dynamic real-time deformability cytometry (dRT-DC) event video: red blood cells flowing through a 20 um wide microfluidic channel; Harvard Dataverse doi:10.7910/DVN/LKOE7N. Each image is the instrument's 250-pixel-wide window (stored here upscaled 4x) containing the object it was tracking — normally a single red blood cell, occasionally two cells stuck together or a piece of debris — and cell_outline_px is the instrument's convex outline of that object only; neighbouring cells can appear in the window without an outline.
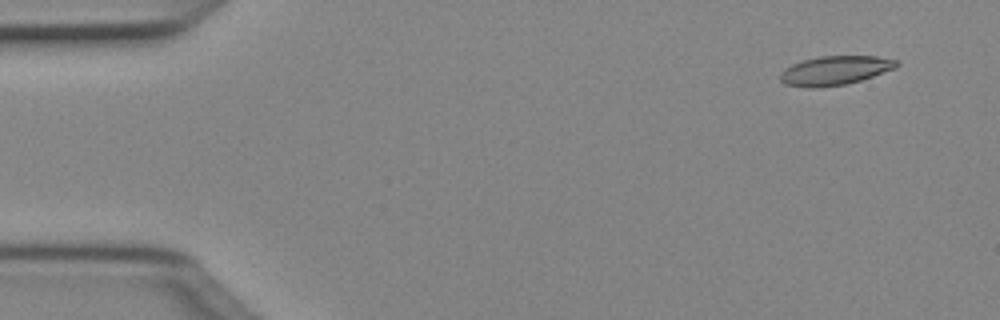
{"species": "Egyptian fruit bat (a non-hibernating species)", "species_latin": "Rousettus aegyptiacus", "temperature_condition": "cold", "stored_images_in_passage": 50, "camera_frame_rate_fps": 3000, "um_per_image_px": 0.085, "animal": {"sex": "female"}, "frame": {"image": 1, "passage_image": 4, "time_ms": 1.0, "image_size_px": [1000, 320], "cell_outline_px": [[900, 64], [896, 68], [848, 84], [820, 88], [808, 88], [784, 84], [780, 80], [780, 72], [784, 68], [792, 64], [804, 60], [820, 56], [876, 56], [900, 60]], "centroid_in_image_um": [70.97, 6.0], "position_along_channel_um": 14.0, "area_um2": 19.94}}
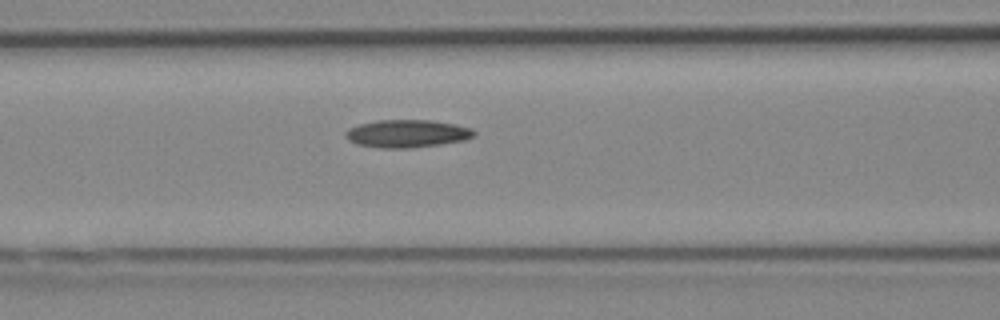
{"frame": {"image": 2, "passage_image": 21, "time_ms": 6.667, "image_size_px": [1000, 320], "cell_outline_px": [[476, 136], [464, 140], [440, 144], [412, 148], [380, 148], [356, 144], [348, 140], [344, 136], [344, 132], [348, 128], [360, 124], [376, 120], [432, 120], [456, 124], [472, 128], [476, 132]], "centroid_in_image_um": [34.6, 11.35], "position_along_channel_um": 132.0, "area_um2": 21.04}}
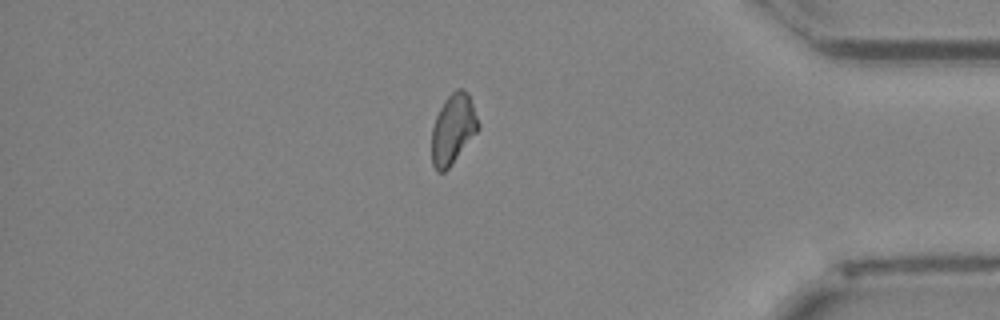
{"frame": {"image": 3, "passage_image": 43, "time_ms": 14.0, "image_size_px": [1000, 320], "cell_outline_px": [[480, 128], [448, 168], [444, 172], [436, 172], [432, 164], [432, 128], [436, 116], [444, 100], [456, 88], [460, 88], [468, 92], [480, 124]], "centroid_in_image_um": [38.51, 10.96], "position_along_channel_um": 396.7, "area_um2": 18.9}, "authors_computed_cell_mechanics": {"area_um2": 19.652, "velocity_mm_per_s": 4.0363, "shape_relaxation_time_tau1_ms": null, "shape_relaxation_time_tau2_ms": 4.9274, "deformation_change_tau1": null, "deformation_change_tau2": 0.126}}